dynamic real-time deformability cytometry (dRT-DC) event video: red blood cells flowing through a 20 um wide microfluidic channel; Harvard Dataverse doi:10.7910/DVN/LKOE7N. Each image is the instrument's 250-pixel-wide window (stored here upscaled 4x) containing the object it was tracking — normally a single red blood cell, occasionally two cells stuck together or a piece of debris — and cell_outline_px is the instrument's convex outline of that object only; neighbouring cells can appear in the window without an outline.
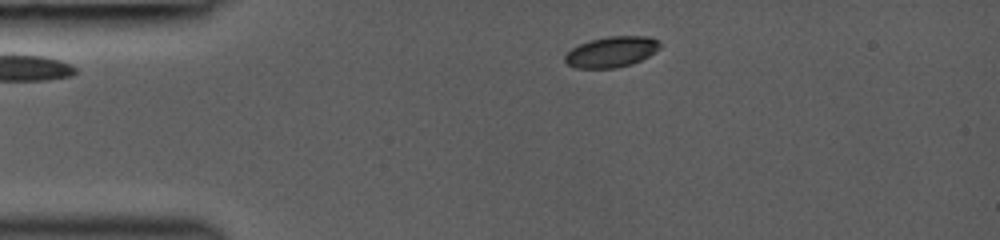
{"species": "common noctule bat (a hibernating species)", "species_latin": "Nyctalus noctula", "temperature_condition": "room temperature", "stored_images_in_passage": 32, "camera_frame_rate_fps": 3000, "um_per_image_px": 0.085, "animal": {"sex": "female", "body_mass_g": 19.0, "forearm_length_mm": 53.3}, "frame": {"image": 1, "passage_image": 1, "time_ms": 0.0, "image_size_px": [1000, 240], "cell_outline_px": [[660, 48], [656, 52], [632, 64], [616, 68], [576, 68], [568, 64], [564, 60], [564, 56], [572, 48], [588, 40], [608, 36], [648, 36], [660, 40]], "centroid_in_image_um": [52.0, 4.4], "position_along_channel_um": 33.0, "area_um2": 17.11}}
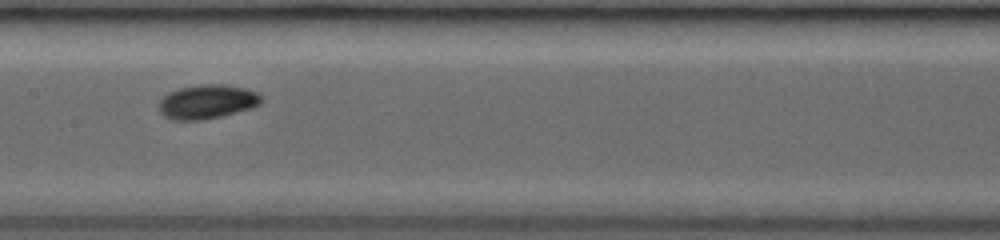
{"frame": {"image": 2, "passage_image": 13, "time_ms": 4.667, "image_size_px": [1000, 240], "cell_outline_px": [[264, 100], [260, 104], [252, 108], [220, 116], [200, 120], [172, 120], [164, 116], [160, 112], [160, 100], [168, 92], [180, 88], [196, 84], [224, 84], [244, 88], [256, 92]], "centroid_in_image_um": [17.61, 8.64], "position_along_channel_um": 189.8, "area_um2": 20.35}}
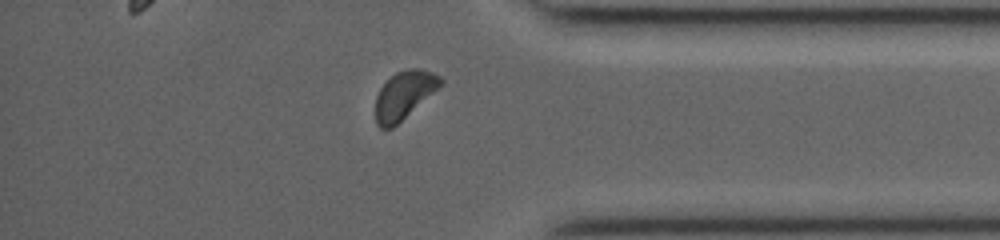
{"frame": {"image": 3, "passage_image": 28, "time_ms": 9.667, "image_size_px": [1000, 240], "cell_outline_px": [[444, 80], [432, 92], [392, 128], [380, 128], [376, 124], [376, 96], [380, 88], [396, 72], [408, 68], [420, 68], [432, 72], [440, 76]], "centroid_in_image_um": [34.31, 8.06], "position_along_channel_um": 400.9, "area_um2": 17.51}}